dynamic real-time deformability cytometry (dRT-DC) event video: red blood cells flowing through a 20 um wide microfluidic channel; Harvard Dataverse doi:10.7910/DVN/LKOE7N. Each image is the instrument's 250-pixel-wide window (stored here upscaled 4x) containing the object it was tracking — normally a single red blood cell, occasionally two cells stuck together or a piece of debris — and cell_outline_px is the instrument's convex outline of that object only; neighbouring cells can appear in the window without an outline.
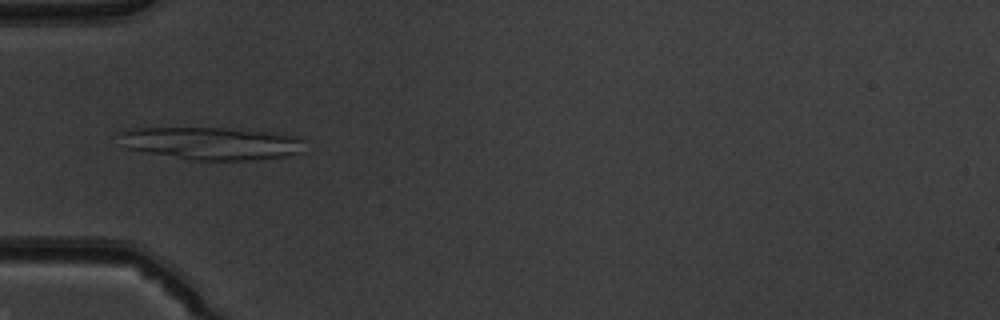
{"species": "common noctule bat (a hibernating species)", "species_latin": "Nyctalus noctula", "temperature_condition": "warm", "stored_images_in_passage": 35, "camera_frame_rate_fps": 3000, "um_per_image_px": 0.085, "animal": {"sex": "male", "body_mass_g": 19.5, "forearm_length_mm": 54.6}, "frame": {"image": 1, "passage_image": 8, "time_ms": 2.333, "image_size_px": [1000, 320], "cell_outline_px": [[304, 152], [284, 156], [256, 160], [192, 160], [124, 148], [116, 132], [132, 128], [228, 128], [276, 132], [304, 136]], "centroid_in_image_um": [18.03, 12.17], "position_along_channel_um": 67.0, "area_um2": 35.95}}
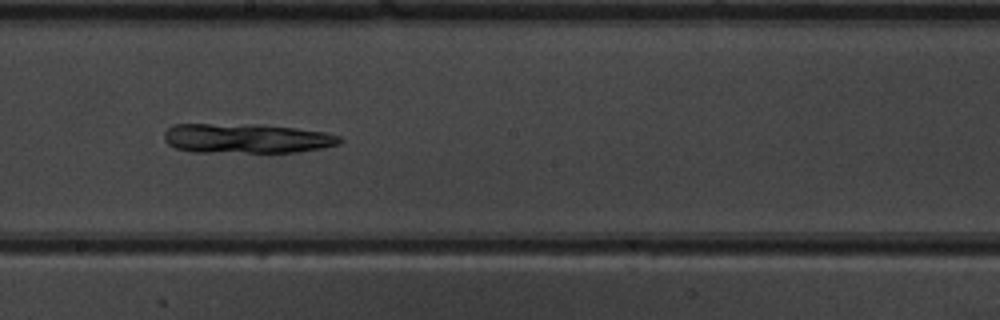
{"frame": {"image": 2, "passage_image": 20, "time_ms": 6.333, "image_size_px": [1000, 320], "cell_outline_px": [[344, 140], [340, 144], [324, 148], [296, 152], [192, 152], [176, 148], [168, 144], [164, 140], [164, 132], [172, 124], [256, 124], [296, 128], [324, 132], [340, 136]], "centroid_in_image_um": [20.96, 11.76], "position_along_channel_um": 227.2, "area_um2": 30.58}}
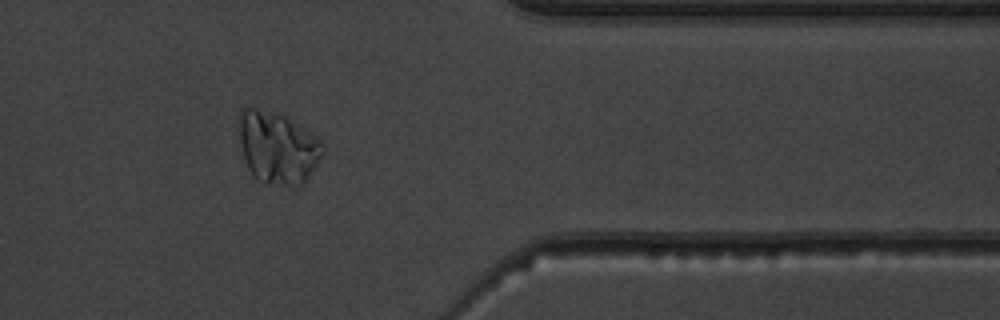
{"frame": {"image": 3, "passage_image": 33, "time_ms": 10.667, "image_size_px": [1000, 320], "cell_outline_px": [[324, 152], [304, 184], [296, 188], [264, 184], [256, 180], [252, 176], [248, 168], [240, 144], [240, 108], [256, 108], [276, 112], [284, 116], [320, 140], [324, 144]], "centroid_in_image_um": [23.6, 12.61], "position_along_channel_um": 387.8, "area_um2": 35.32}}